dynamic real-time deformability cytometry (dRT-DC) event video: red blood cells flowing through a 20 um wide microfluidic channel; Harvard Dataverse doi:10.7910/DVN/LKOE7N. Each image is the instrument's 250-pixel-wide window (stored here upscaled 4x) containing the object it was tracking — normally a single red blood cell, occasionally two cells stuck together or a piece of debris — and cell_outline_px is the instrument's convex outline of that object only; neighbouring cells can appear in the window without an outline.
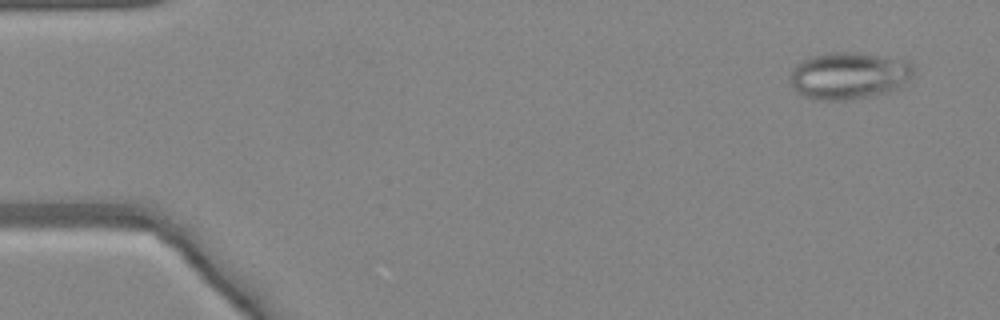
{"species": "common noctule bat (a hibernating species)", "species_latin": "Nyctalus noctula", "temperature_condition": "warm", "stored_images_in_passage": 48, "camera_frame_rate_fps": 3000, "um_per_image_px": 0.085, "animal": {"sex": "female", "body_mass_g": 24.6, "forearm_length_mm": 56.2}, "frame": {"image": 1, "passage_image": 3, "time_ms": 0.667, "image_size_px": [1000, 320], "cell_outline_px": [[912, 76], [900, 88], [888, 92], [872, 96], [848, 100], [816, 100], [804, 96], [796, 92], [792, 88], [788, 76], [792, 68], [796, 64], [808, 56], [832, 52], [860, 52], [908, 60], [912, 64]], "centroid_in_image_um": [72.12, 6.42], "position_along_channel_um": 12.9, "area_um2": 34.51}}
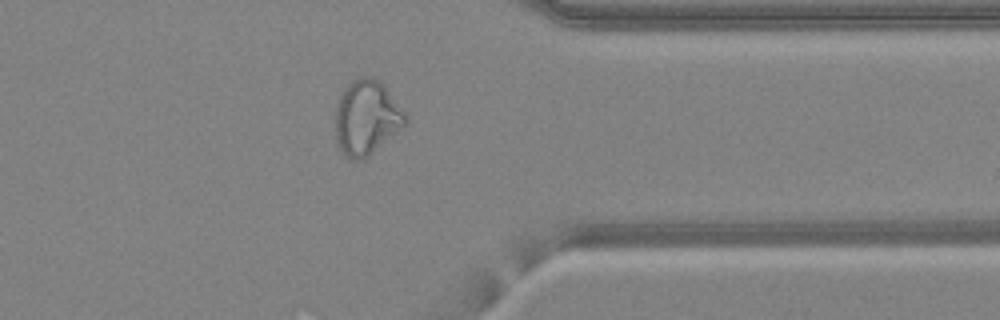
{"frame": {"image": 2, "passage_image": 38, "time_ms": 12.333, "image_size_px": [1000, 320], "cell_outline_px": [[408, 120], [404, 128], [364, 160], [352, 160], [340, 148], [336, 140], [336, 104], [344, 88], [352, 80], [360, 76], [372, 76], [380, 80], [384, 84], [408, 116]], "centroid_in_image_um": [31.2, 9.98], "position_along_channel_um": 380.2, "area_um2": 30.87}}
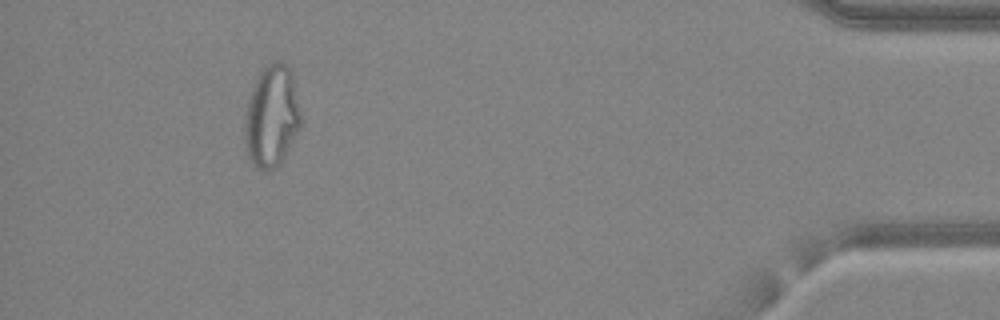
{"frame": {"image": 3, "passage_image": 44, "time_ms": 14.333, "image_size_px": [1000, 320], "cell_outline_px": [[300, 128], [280, 164], [276, 168], [268, 172], [252, 164], [248, 156], [244, 144], [244, 112], [252, 88], [260, 72], [268, 64], [276, 60], [280, 60], [292, 72], [300, 112]], "centroid_in_image_um": [23.07, 9.92], "position_along_channel_um": 412.1, "area_um2": 33.41}}